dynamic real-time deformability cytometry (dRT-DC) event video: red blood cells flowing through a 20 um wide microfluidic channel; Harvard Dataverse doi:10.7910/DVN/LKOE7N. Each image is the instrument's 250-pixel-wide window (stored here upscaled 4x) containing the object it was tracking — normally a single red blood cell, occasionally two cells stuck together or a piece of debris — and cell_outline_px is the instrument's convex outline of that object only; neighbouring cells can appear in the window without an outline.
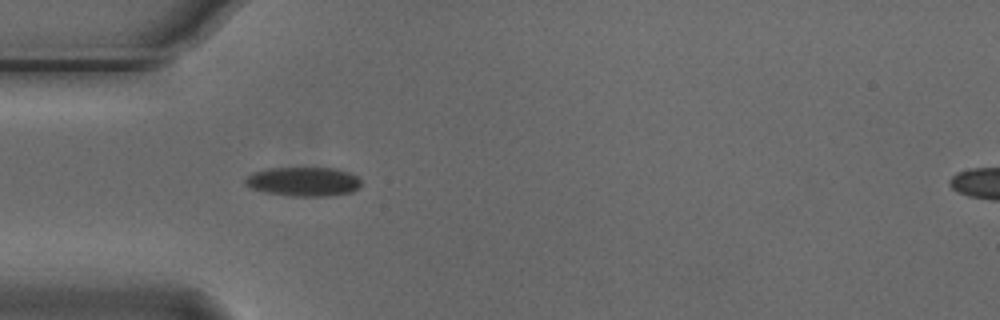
{"species": "Egyptian fruit bat (a non-hibernating species)", "species_latin": "Rousettus aegyptiacus", "temperature_condition": "cold", "stored_images_in_passage": 5, "segment_of_instrument_passage": [1, 2], "camera_frame_rate_fps": 3000, "um_per_image_px": 0.085, "animal": {"sex": "male"}, "frame": {"image": 1, "passage_image": 4, "time_ms": 1.0, "image_size_px": [1000, 320], "cell_outline_px": [[360, 184], [352, 192], [328, 196], [292, 196], [264, 192], [248, 188], [244, 184], [244, 180], [252, 172], [268, 168], [336, 168], [348, 172], [356, 176], [360, 180]], "centroid_in_image_um": [25.73, 15.43], "position_along_channel_um": 59.3, "area_um2": 19.77}}